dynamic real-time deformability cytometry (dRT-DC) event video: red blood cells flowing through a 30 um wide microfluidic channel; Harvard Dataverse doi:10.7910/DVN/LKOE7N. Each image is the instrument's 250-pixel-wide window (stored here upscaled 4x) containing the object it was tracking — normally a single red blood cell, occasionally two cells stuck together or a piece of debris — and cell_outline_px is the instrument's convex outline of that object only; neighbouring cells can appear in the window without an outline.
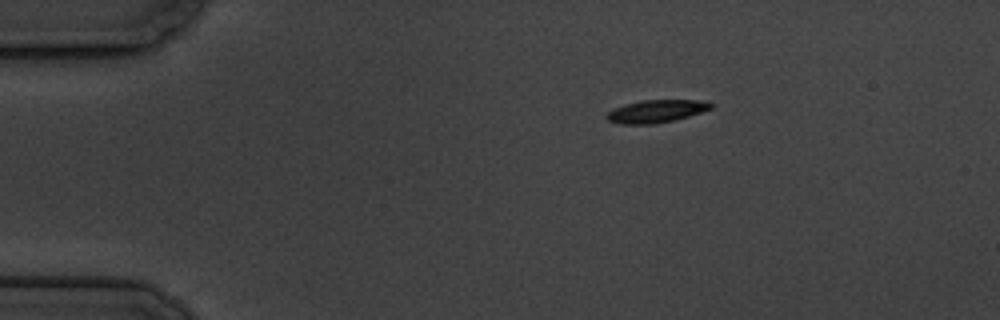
{"species": "common noctule bat (a hibernating species)", "species_latin": "Nyctalus noctula", "temperature_condition": "cold", "stored_images_in_passage": 3, "camera_frame_rate_fps": 3000, "um_per_image_px": 0.085, "animal": {"sex": "male", "body_mass_g": 19.5, "forearm_length_mm": 54.6}, "frame": {"image": 1, "passage_image": 1, "time_ms": 0.0, "image_size_px": [1000, 320], "cell_outline_px": [[716, 104], [712, 108], [688, 116], [672, 120], [652, 124], [620, 124], [608, 120], [604, 116], [612, 108], [624, 104], [644, 100], [700, 100]], "centroid_in_image_um": [55.75, 9.45], "position_along_channel_um": 29.3, "area_um2": 13.76}}